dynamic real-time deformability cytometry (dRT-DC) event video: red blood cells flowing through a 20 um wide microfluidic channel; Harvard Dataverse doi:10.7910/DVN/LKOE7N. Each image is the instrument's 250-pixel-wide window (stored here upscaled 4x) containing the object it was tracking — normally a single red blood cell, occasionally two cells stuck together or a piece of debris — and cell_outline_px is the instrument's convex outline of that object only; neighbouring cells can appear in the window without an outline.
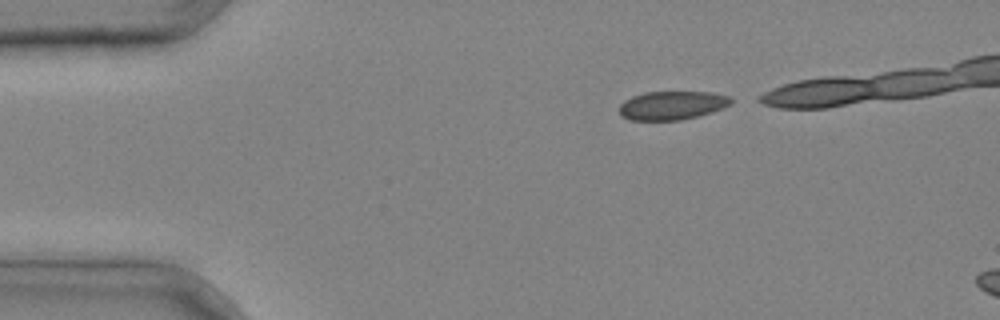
{"species": "common noctule bat (a hibernating species)", "species_latin": "Nyctalus noctula", "temperature_condition": "cold", "stored_images_in_passage": 6, "camera_frame_rate_fps": 3000, "um_per_image_px": 0.085, "animal": {"sex": "male", "body_mass_g": 20.4}, "frame": {"image": 1, "passage_image": 1, "time_ms": 0.0, "image_size_px": [1000, 320], "cell_outline_px": [[732, 104], [724, 108], [712, 112], [680, 120], [628, 120], [620, 116], [620, 104], [624, 100], [632, 96], [644, 92], [712, 92], [732, 96]], "centroid_in_image_um": [57.14, 8.95], "position_along_channel_um": 27.9, "area_um2": 18.84}}